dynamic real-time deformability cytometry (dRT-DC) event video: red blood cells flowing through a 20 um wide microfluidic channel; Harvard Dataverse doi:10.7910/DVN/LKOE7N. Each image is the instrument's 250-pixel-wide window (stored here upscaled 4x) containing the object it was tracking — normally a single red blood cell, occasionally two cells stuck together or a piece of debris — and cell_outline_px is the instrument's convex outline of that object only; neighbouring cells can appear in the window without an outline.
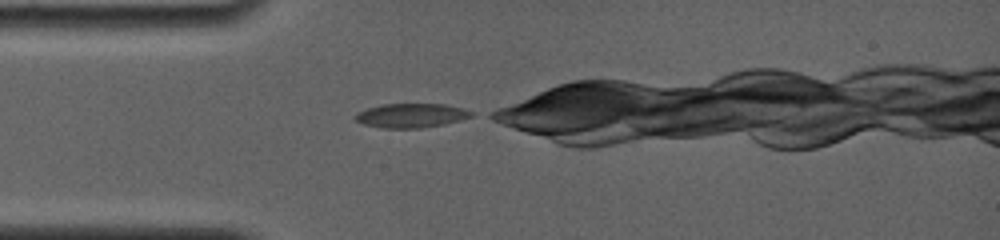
{"species": "common noctule bat (a hibernating species)", "species_latin": "Nyctalus noctula", "temperature_condition": "room temperature", "stored_images_in_passage": 1, "camera_frame_rate_fps": 4000, "um_per_image_px": 0.085, "animal": {"sex": "female", "body_mass_g": 19.0, "forearm_length_mm": 56.7}, "frame": {"image": 1, "passage_image": 1, "time_ms": 0.0, "image_size_px": [1000, 240], "cell_outline_px": [[472, 116], [460, 120], [444, 124], [420, 128], [380, 128], [364, 124], [356, 120], [356, 112], [380, 104], [444, 104], [460, 108], [472, 112]], "centroid_in_image_um": [34.91, 9.82], "position_along_channel_um": 50.1, "area_um2": 16.18}}